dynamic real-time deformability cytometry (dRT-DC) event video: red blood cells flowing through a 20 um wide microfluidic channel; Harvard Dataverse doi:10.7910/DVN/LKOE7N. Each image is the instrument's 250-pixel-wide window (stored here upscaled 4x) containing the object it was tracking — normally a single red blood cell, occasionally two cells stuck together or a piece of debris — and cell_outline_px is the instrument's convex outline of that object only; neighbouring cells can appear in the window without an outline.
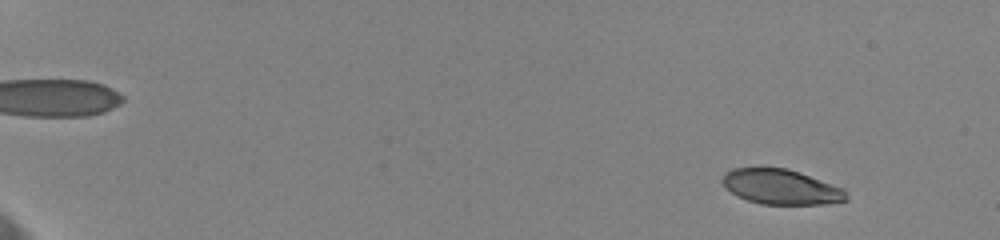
{"species": "human", "species_latin": "Homo sapiens", "temperature_condition": "cold", "stored_images_in_passage": 31, "camera_frame_rate_fps": 3000, "um_per_image_px": 0.085, "donor": {"sex": "female"}, "frame": {"image": 1, "passage_image": 9, "time_ms": 2.0, "image_size_px": [1000, 240], "cell_outline_px": [[848, 200], [824, 204], [760, 204], [736, 196], [720, 180], [724, 172], [732, 168], [760, 164], [788, 168], [800, 172], [844, 188], [848, 196]], "centroid_in_image_um": [66.34, 15.83], "position_along_channel_um": 18.7, "area_um2": 26.18}}
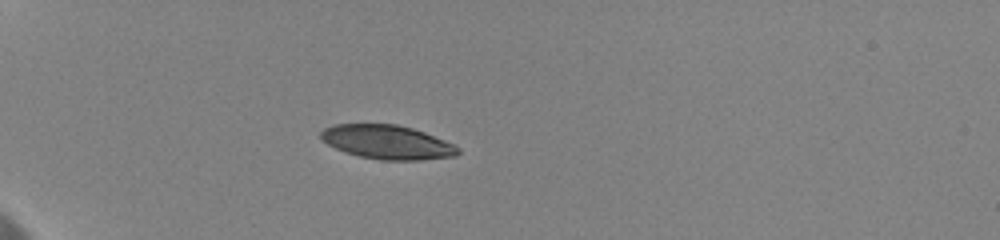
{"frame": {"image": 2, "passage_image": 28, "time_ms": 6.667, "image_size_px": [1000, 240], "cell_outline_px": [[460, 152], [456, 156], [420, 160], [380, 160], [360, 156], [344, 152], [320, 140], [320, 132], [324, 128], [332, 124], [396, 124], [412, 128], [424, 132], [444, 140], [460, 148]], "centroid_in_image_um": [32.89, 12.08], "position_along_channel_um": 52.1, "area_um2": 27.22}}